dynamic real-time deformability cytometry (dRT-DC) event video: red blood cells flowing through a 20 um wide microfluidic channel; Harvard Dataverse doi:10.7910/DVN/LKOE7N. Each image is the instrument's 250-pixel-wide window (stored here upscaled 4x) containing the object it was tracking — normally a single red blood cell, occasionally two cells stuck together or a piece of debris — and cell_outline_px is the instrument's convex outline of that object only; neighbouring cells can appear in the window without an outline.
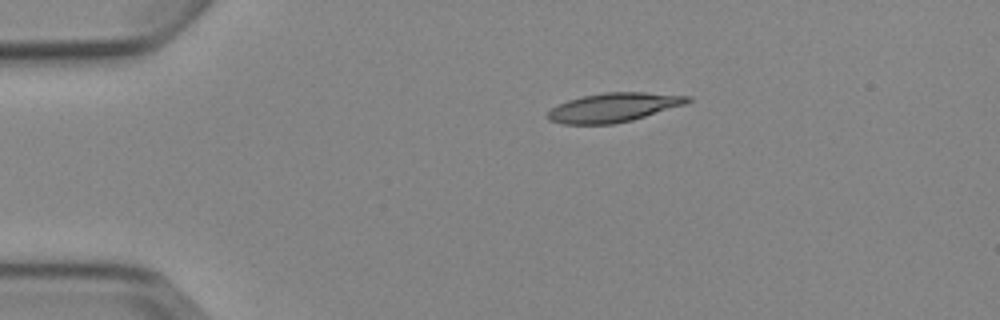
{"species": "Egyptian fruit bat (a non-hibernating species)", "species_latin": "Rousettus aegyptiacus", "temperature_condition": "cold", "stored_images_in_passage": 4, "camera_frame_rate_fps": 3000, "um_per_image_px": 0.085, "animal": {"sex": "female"}, "frame": {"image": 1, "passage_image": 1, "time_ms": 0.0, "image_size_px": [1000, 320], "cell_outline_px": [[692, 100], [684, 104], [632, 120], [612, 124], [564, 124], [548, 120], [544, 116], [552, 108], [568, 100], [584, 96], [604, 92], [644, 92], [692, 96]], "centroid_in_image_um": [52.13, 9.13], "position_along_channel_um": 32.9, "area_um2": 23.52}}
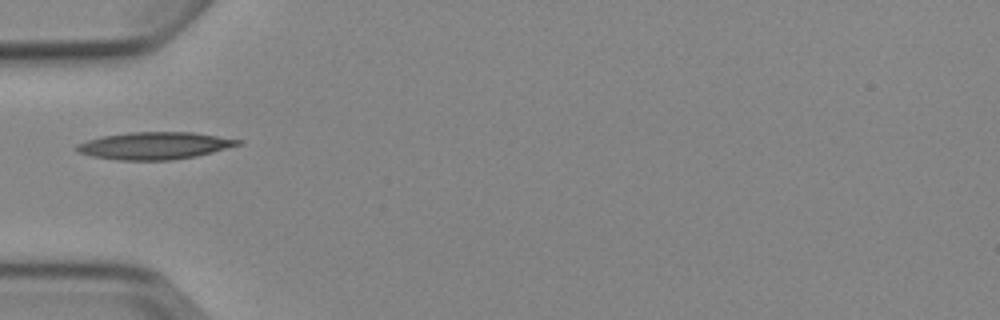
{"frame": {"image": 2, "passage_image": 3, "time_ms": 2.333, "image_size_px": [1000, 320], "cell_outline_px": [[244, 144], [196, 156], [172, 160], [120, 160], [92, 156], [76, 152], [72, 148], [76, 144], [88, 140], [104, 136], [132, 132], [192, 132], [244, 140]], "centroid_in_image_um": [13.15, 12.38], "position_along_channel_um": 71.8, "area_um2": 25.72}}
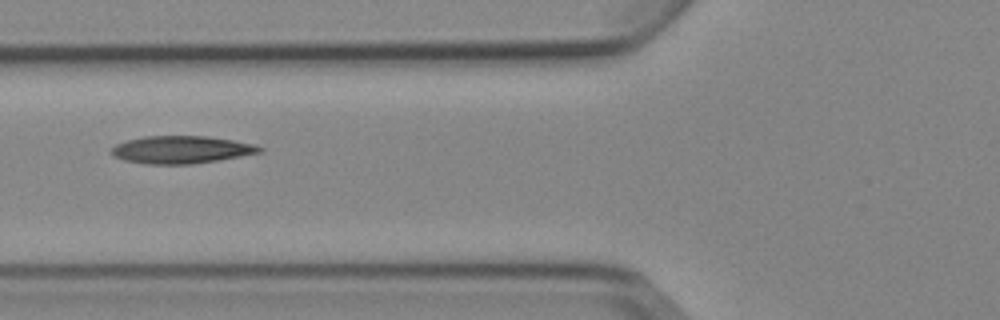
{"frame": {"image": 3, "passage_image": 4, "time_ms": 3.333, "image_size_px": [1000, 320], "cell_outline_px": [[264, 152], [192, 164], [144, 164], [124, 160], [112, 156], [112, 148], [116, 144], [128, 140], [144, 136], [208, 136], [256, 144], [264, 148]], "centroid_in_image_um": [15.43, 12.72], "position_along_channel_um": 110.4, "area_um2": 23.81}}